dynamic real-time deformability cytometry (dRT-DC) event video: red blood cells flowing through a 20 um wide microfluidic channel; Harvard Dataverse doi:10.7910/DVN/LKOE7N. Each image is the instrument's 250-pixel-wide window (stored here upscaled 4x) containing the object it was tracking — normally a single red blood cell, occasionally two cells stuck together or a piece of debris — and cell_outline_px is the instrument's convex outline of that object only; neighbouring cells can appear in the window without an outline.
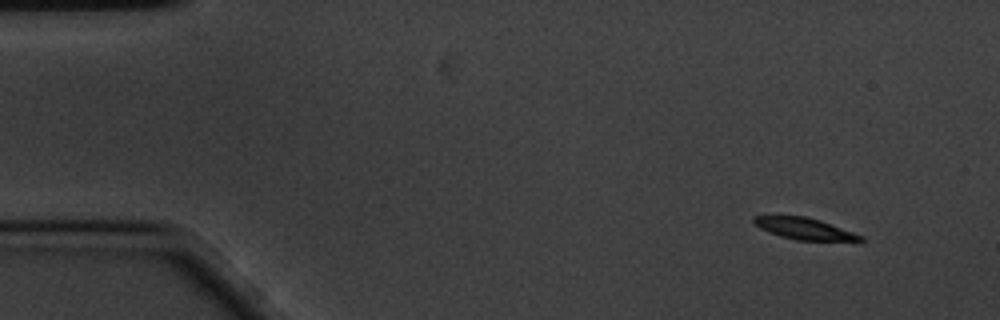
{"species": "common noctule bat (a hibernating species)", "species_latin": "Nyctalus noctula", "temperature_condition": "cold", "stored_images_in_passage": 55, "camera_frame_rate_fps": 3000, "um_per_image_px": 0.085, "animal": {"sex": "male", "body_mass_g": 20.1, "forearm_length_mm": 53.5}, "frame": {"image": 1, "passage_image": 1, "time_ms": 0.0, "image_size_px": [1000, 320], "cell_outline_px": [[864, 240], [860, 244], [796, 240], [780, 236], [768, 232], [752, 224], [752, 216], [804, 216], [820, 220], [864, 236]], "centroid_in_image_um": [68.52, 19.5], "position_along_channel_um": 16.5, "area_um2": 14.22}}
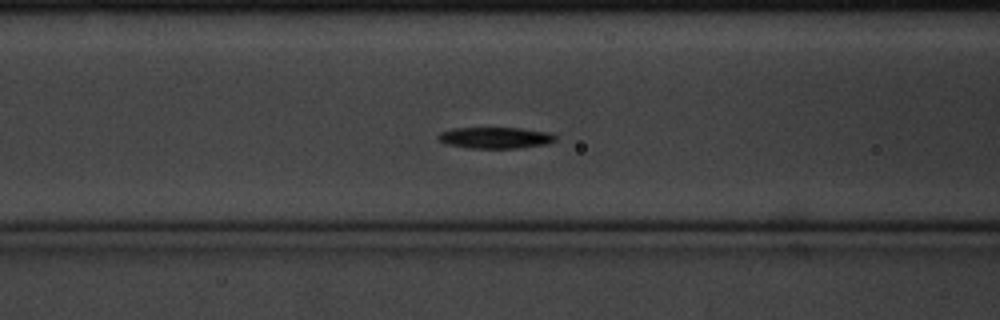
{"frame": {"image": 2, "passage_image": 19, "time_ms": 6.0, "image_size_px": [1000, 320], "cell_outline_px": [[556, 140], [548, 144], [520, 148], [468, 148], [444, 144], [436, 136], [440, 132], [452, 128], [520, 128], [548, 132], [556, 136]], "centroid_in_image_um": [42.08, 11.71], "position_along_channel_um": 124.5, "area_um2": 14.68}}
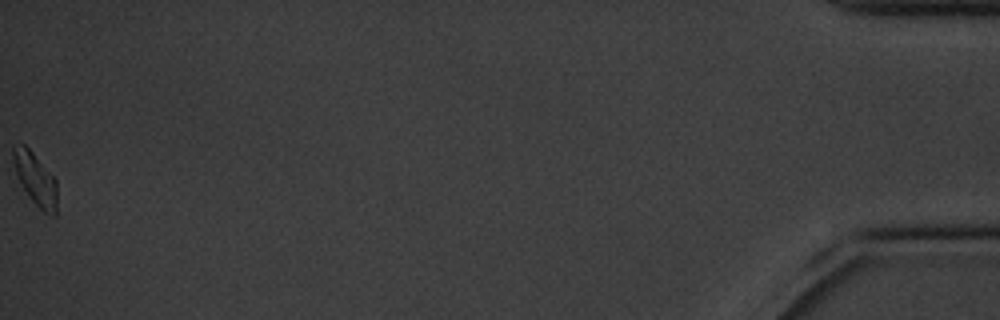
{"frame": {"image": 3, "passage_image": 55, "time_ms": 18.0, "image_size_px": [1000, 320], "cell_outline_px": [[56, 216], [52, 216], [44, 212], [28, 196], [16, 176], [12, 160], [12, 148], [24, 144], [32, 152], [56, 180]], "centroid_in_image_um": [2.99, 15.23], "position_along_channel_um": 432.2, "area_um2": 13.18}, "authors_computed_cell_mechanics": {"area_um2": 14.2766, "velocity_mm_per_s": 3.3996, "shape_relaxation_time_tau1_ms": 2.3857, "shape_relaxation_time_tau2_ms": null, "deformation_change_tau1": 0.1102, "deformation_change_tau2": null}}